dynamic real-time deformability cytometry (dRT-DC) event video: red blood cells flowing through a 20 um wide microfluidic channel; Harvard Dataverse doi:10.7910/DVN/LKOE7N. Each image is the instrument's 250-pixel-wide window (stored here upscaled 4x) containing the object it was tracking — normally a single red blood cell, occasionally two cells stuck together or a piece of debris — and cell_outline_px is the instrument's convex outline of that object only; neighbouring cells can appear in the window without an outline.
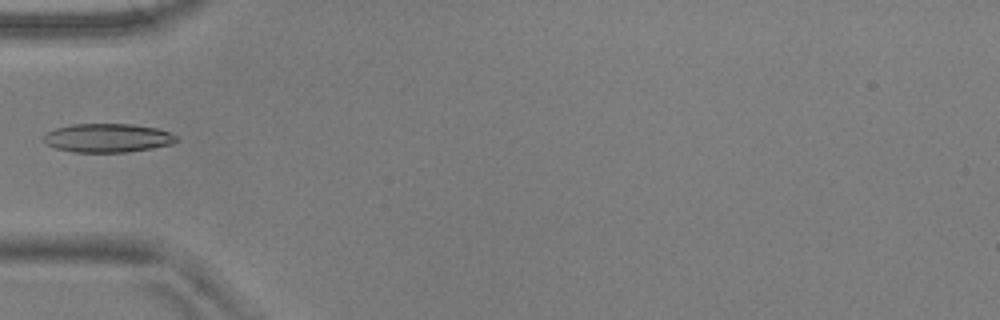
{"species": "common noctule bat (a hibernating species)", "species_latin": "Nyctalus noctula", "temperature_condition": "warm", "stored_images_in_passage": 11, "camera_frame_rate_fps": 3000, "um_per_image_px": 0.085, "animal": {"sex": "male", "body_mass_g": 17.9, "forearm_length_mm": 54.2}, "frame": {"image": 1, "passage_image": 1, "time_ms": 0.0, "image_size_px": [1000, 320], "cell_outline_px": [[176, 140], [172, 144], [152, 148], [128, 152], [72, 152], [56, 148], [48, 144], [44, 140], [44, 136], [48, 132], [56, 128], [72, 124], [132, 124], [156, 128], [168, 132], [176, 136]], "centroid_in_image_um": [9.15, 11.73], "position_along_channel_um": 75.9, "area_um2": 22.02}}